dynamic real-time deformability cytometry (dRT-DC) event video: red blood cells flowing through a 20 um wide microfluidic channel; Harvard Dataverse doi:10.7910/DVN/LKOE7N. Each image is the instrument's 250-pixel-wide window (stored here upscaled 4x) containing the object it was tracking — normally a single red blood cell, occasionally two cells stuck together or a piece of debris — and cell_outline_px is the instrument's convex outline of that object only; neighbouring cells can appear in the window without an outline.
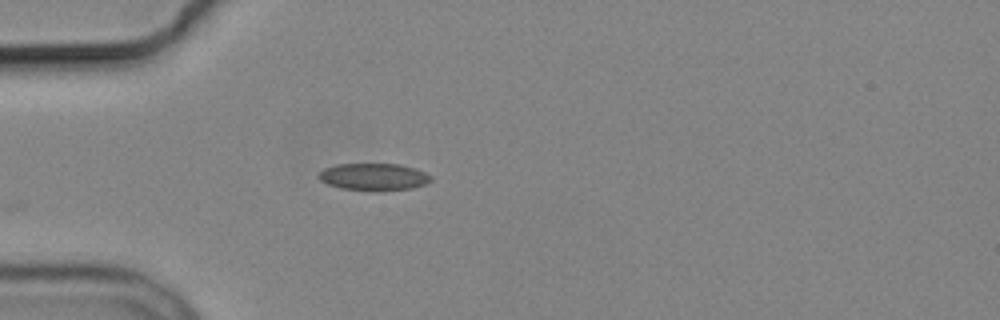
{"species": "common noctule bat (a hibernating species)", "species_latin": "Nyctalus noctula", "temperature_condition": "cold", "stored_images_in_passage": 1, "camera_frame_rate_fps": 3000, "um_per_image_px": 0.085, "animal": {"sex": "male", "body_mass_g": 19.2, "forearm_length_mm": 51.8}, "frame": {"image": 1, "passage_image": 1, "time_ms": 0.0, "image_size_px": [1000, 320], "cell_outline_px": [[432, 180], [424, 184], [412, 188], [376, 192], [340, 188], [328, 184], [320, 180], [316, 176], [324, 168], [336, 164], [400, 164], [416, 168], [432, 176]], "centroid_in_image_um": [31.76, 15.04], "position_along_channel_um": 53.2, "area_um2": 18.03}}